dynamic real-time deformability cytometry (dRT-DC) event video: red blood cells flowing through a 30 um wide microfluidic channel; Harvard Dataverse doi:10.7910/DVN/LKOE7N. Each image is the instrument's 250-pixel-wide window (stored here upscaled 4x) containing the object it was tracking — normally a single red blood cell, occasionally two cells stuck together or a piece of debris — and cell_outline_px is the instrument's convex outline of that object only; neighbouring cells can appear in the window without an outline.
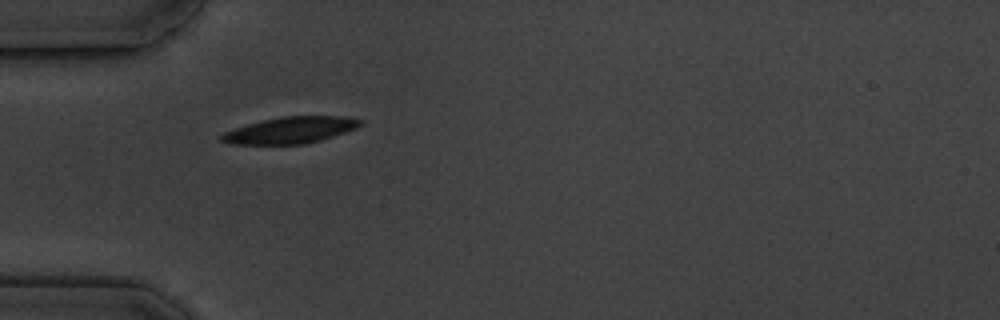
{"species": "common noctule bat (a hibernating species)", "species_latin": "Nyctalus noctula", "temperature_condition": "cold", "stored_images_in_passage": 2, "camera_frame_rate_fps": 3000, "um_per_image_px": 0.085, "animal": {"sex": "male", "body_mass_g": 19.5, "forearm_length_mm": 54.6}, "frame": {"image": 1, "passage_image": 1, "time_ms": 0.0, "image_size_px": [1000, 320], "cell_outline_px": [[364, 124], [356, 128], [320, 140], [304, 144], [232, 144], [220, 140], [220, 136], [224, 132], [248, 124], [280, 116], [348, 116], [360, 120]], "centroid_in_image_um": [24.7, 11.05], "position_along_channel_um": 60.3, "area_um2": 21.21}}